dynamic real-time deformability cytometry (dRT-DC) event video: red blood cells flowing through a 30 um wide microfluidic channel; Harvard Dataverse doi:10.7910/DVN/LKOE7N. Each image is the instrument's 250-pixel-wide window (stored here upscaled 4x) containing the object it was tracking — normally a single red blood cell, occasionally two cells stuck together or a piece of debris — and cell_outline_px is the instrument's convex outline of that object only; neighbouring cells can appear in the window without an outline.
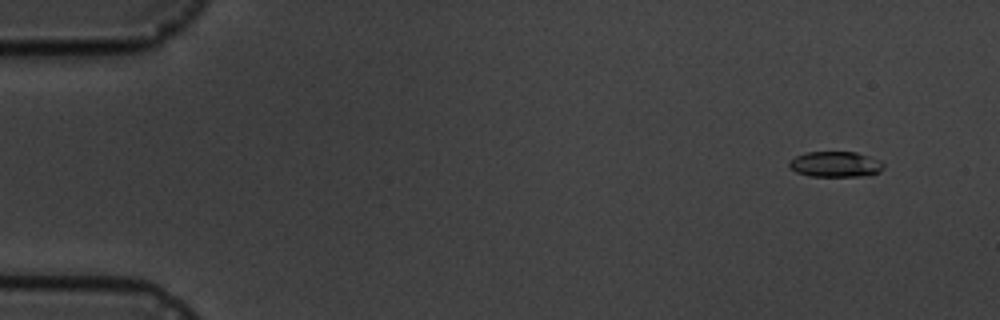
{"species": "common noctule bat (a hibernating species)", "species_latin": "Nyctalus noctula", "temperature_condition": "cold", "stored_images_in_passage": 5, "camera_frame_rate_fps": 3000, "um_per_image_px": 0.085, "animal": {"sex": "male", "body_mass_g": 19.5, "forearm_length_mm": 54.6}, "frame": {"image": 1, "passage_image": 1, "time_ms": 0.0, "image_size_px": [1000, 320], "cell_outline_px": [[884, 168], [880, 172], [868, 176], [808, 176], [796, 172], [788, 164], [788, 160], [804, 152], [856, 152], [880, 160], [884, 164]], "centroid_in_image_um": [71.02, 13.96], "position_along_channel_um": 14.0, "area_um2": 14.22}}
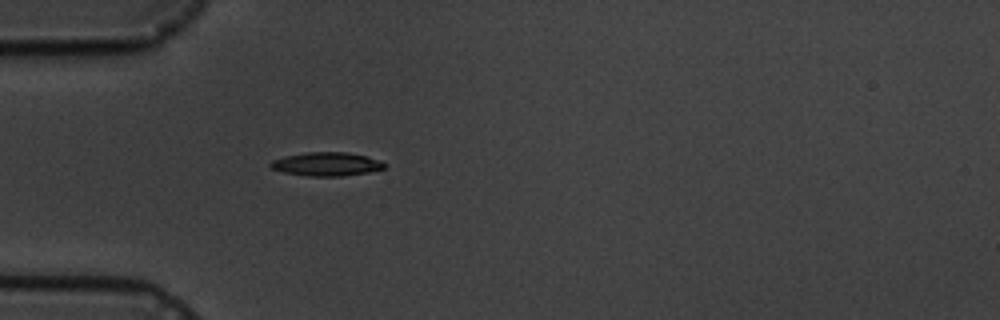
{"frame": {"image": 2, "passage_image": 5, "time_ms": 4.333, "image_size_px": [1000, 320], "cell_outline_px": [[388, 164], [384, 168], [368, 172], [344, 176], [308, 176], [284, 172], [272, 168], [268, 164], [272, 160], [284, 156], [308, 152], [348, 152], [368, 156], [380, 160]], "centroid_in_image_um": [27.79, 13.94], "position_along_channel_um": 57.2, "area_um2": 15.78}}